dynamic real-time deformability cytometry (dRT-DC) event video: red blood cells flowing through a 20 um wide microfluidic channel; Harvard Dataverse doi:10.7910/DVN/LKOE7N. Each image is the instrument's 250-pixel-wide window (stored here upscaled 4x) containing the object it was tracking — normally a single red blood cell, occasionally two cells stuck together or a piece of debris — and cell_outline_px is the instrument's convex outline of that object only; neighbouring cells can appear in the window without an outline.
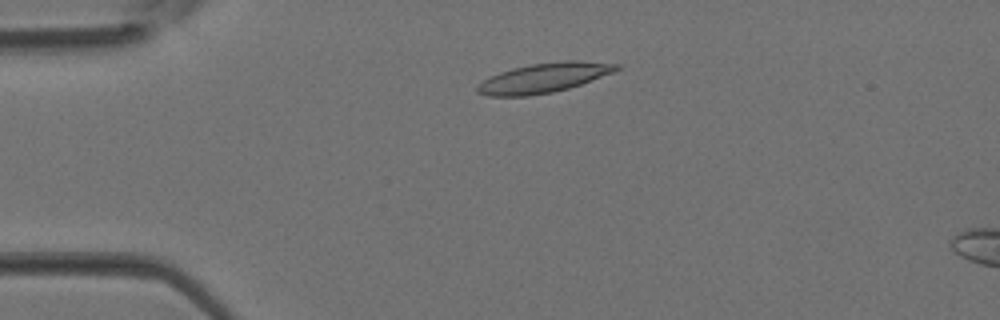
{"species": "Egyptian fruit bat (a non-hibernating species)", "species_latin": "Rousettus aegyptiacus", "temperature_condition": "room temperature", "stored_images_in_passage": 3, "camera_frame_rate_fps": 3000, "um_per_image_px": 0.085, "animal": {"sex": "female"}, "frame": {"image": 1, "passage_image": 2, "time_ms": 0.333, "image_size_px": [1000, 320], "cell_outline_px": [[624, 64], [620, 68], [612, 72], [580, 84], [568, 88], [552, 92], [528, 96], [488, 96], [476, 92], [476, 88], [484, 80], [500, 72], [512, 68], [532, 64], [564, 60], [580, 60]], "centroid_in_image_um": [46.25, 6.6], "position_along_channel_um": 38.7, "area_um2": 23.81}}